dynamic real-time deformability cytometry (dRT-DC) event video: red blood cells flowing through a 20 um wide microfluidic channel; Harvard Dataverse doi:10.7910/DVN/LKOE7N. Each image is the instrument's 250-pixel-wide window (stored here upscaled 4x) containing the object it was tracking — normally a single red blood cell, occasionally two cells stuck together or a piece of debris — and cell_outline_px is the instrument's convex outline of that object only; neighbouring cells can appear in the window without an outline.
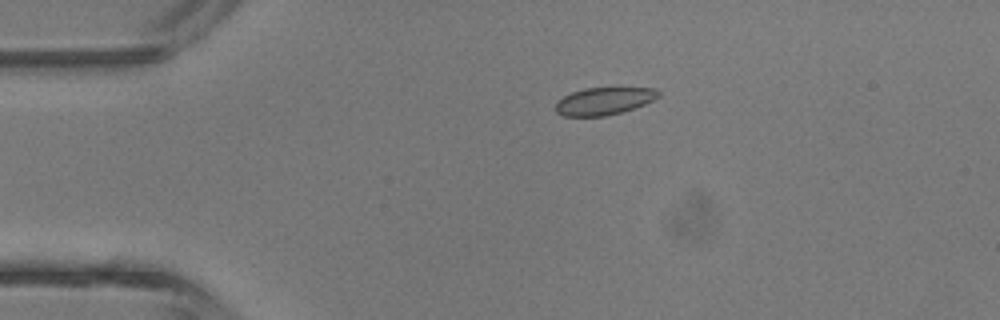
{"species": "common noctule bat (a hibernating species)", "species_latin": "Nyctalus noctula", "temperature_condition": "room temperature", "stored_images_in_passage": 4, "camera_frame_rate_fps": 3000, "um_per_image_px": 0.085, "animal": {"sex": "male", "body_mass_g": 13.3}, "frame": {"image": 1, "passage_image": 4, "time_ms": 3.333, "image_size_px": [1000, 320], "cell_outline_px": [[660, 96], [644, 104], [620, 112], [604, 116], [564, 116], [556, 112], [556, 100], [572, 92], [584, 88], [656, 88], [660, 92]], "centroid_in_image_um": [51.32, 8.58], "position_along_channel_um": 33.7, "area_um2": 16.3}}